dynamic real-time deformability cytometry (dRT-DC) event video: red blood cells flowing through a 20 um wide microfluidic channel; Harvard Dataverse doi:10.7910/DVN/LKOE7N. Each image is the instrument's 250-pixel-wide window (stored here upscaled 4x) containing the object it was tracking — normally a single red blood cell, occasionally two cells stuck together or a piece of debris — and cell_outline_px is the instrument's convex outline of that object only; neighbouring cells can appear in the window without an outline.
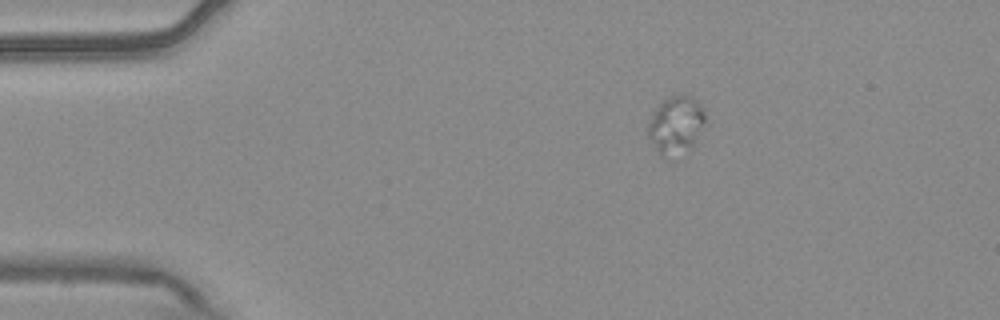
{"species": "common noctule bat (a hibernating species)", "species_latin": "Nyctalus noctula", "temperature_condition": "warm", "stored_images_in_passage": 2, "camera_frame_rate_fps": 3000, "um_per_image_px": 0.085, "animal": {"sex": "male", "body_mass_g": 20.4}, "frame": {"image": 1, "passage_image": 1, "time_ms": 0.0, "image_size_px": [1000, 320], "cell_outline_px": [[704, 120], [692, 144], [688, 148], [664, 160], [660, 156], [648, 136], [648, 124], [656, 108], [664, 100], [672, 96], [688, 96], [696, 100], [704, 108]], "centroid_in_image_um": [57.4, 10.63], "position_along_channel_um": 27.6, "area_um2": 18.44}}